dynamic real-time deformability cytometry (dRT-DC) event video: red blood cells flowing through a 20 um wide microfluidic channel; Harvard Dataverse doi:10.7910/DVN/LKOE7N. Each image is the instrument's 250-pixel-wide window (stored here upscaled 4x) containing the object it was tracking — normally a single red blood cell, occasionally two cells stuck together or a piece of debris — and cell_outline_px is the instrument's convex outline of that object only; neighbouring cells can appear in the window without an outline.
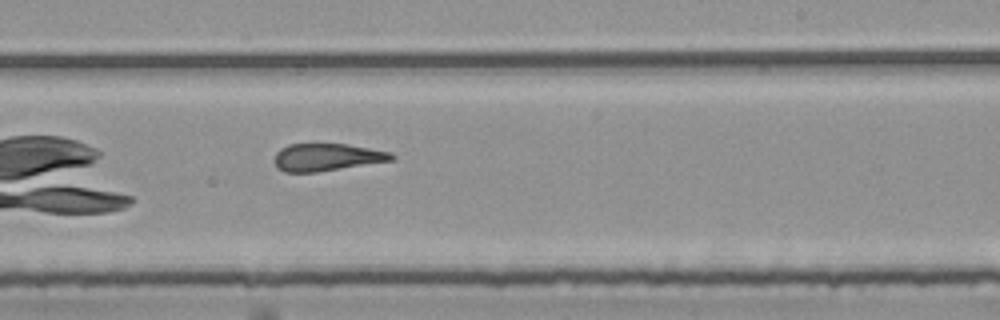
{"species": "common noctule bat (a hibernating species)", "species_latin": "Nyctalus noctula", "temperature_condition": "room temperature", "stored_images_in_passage": 30, "camera_frame_rate_fps": 3000, "um_per_image_px": 0.085, "animal": {"sex": "female", "body_mass_g": 25.1}, "frame": {"image": 1, "passage_image": 17, "time_ms": 5.333, "image_size_px": [1000, 320], "cell_outline_px": [[396, 156], [392, 160], [316, 172], [284, 172], [276, 168], [272, 160], [276, 152], [280, 148], [288, 144], [348, 144], [392, 152]], "centroid_in_image_um": [27.72, 13.36], "position_along_channel_um": 261.3, "area_um2": 18.84}}
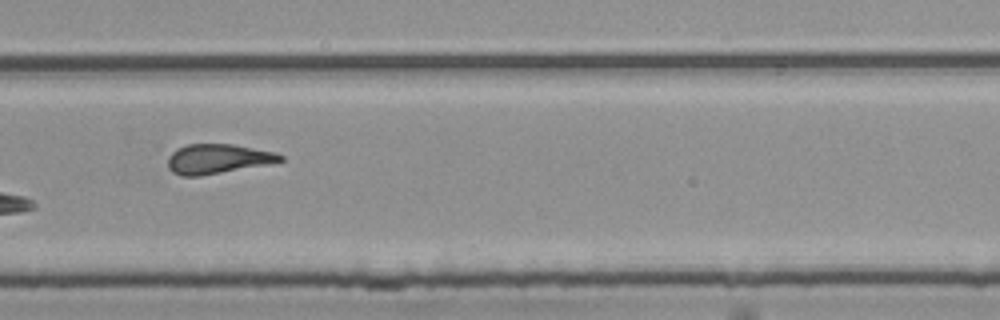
{"frame": {"image": 2, "passage_image": 21, "time_ms": 6.667, "image_size_px": [1000, 320], "cell_outline_px": [[284, 160], [268, 164], [200, 176], [180, 176], [172, 172], [168, 168], [168, 156], [172, 152], [188, 144], [232, 144], [276, 152], [284, 156]], "centroid_in_image_um": [18.51, 13.51], "position_along_channel_um": 311.3, "area_um2": 19.36}, "authors_computed_cell_mechanics": {"area_um2": 19.8254, "velocity_mm_per_s": 3.7642, "shape_relaxation_time_tau1_ms": null, "shape_relaxation_time_tau2_ms": 2.1783, "deformation_change_tau1": null, "deformation_change_tau2": 0.1349}}